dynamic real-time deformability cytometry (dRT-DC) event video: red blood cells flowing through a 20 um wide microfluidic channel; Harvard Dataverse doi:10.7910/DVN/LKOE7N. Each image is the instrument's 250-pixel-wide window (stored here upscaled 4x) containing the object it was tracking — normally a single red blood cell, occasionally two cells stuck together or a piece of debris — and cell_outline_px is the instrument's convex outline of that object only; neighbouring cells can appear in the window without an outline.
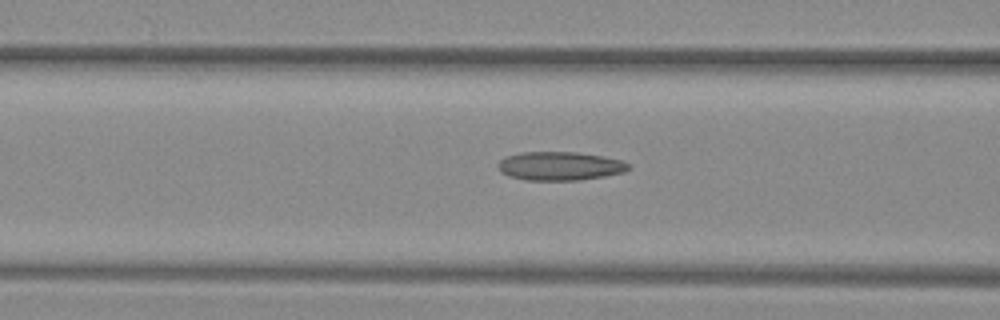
{"species": "common noctule bat (a hibernating species)", "species_latin": "Nyctalus noctula", "temperature_condition": "warm", "stored_images_in_passage": 34, "camera_frame_rate_fps": 3000, "um_per_image_px": 0.085, "animal": {"sex": "female", "body_mass_g": 29.2, "forearm_length_mm": 56.3}, "frame": {"image": 1, "passage_image": 13, "time_ms": 4.0, "image_size_px": [1000, 320], "cell_outline_px": [[632, 164], [624, 172], [604, 176], [580, 180], [524, 180], [508, 176], [500, 172], [496, 164], [500, 160], [508, 156], [520, 152], [576, 152], [604, 156], [624, 160]], "centroid_in_image_um": [47.6, 14.11], "position_along_channel_um": 119.0, "area_um2": 22.02}}
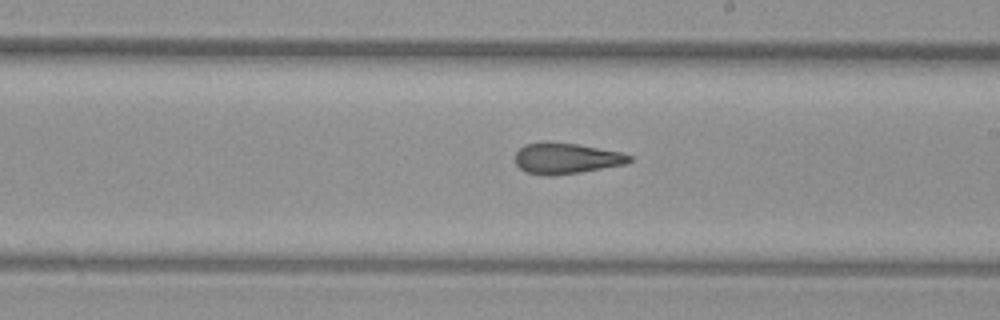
{"frame": {"image": 2, "passage_image": 22, "time_ms": 7.0, "image_size_px": [1000, 320], "cell_outline_px": [[632, 160], [624, 164], [580, 172], [552, 176], [544, 176], [524, 172], [516, 164], [516, 152], [524, 144], [544, 140], [576, 144], [620, 152], [632, 156]], "centroid_in_image_um": [48.06, 13.45], "position_along_channel_um": 240.9, "area_um2": 20.69}}
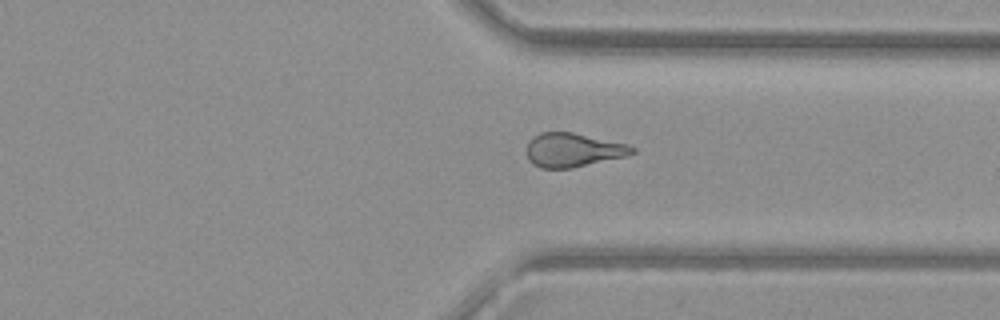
{"frame": {"image": 3, "passage_image": 31, "time_ms": 10.0, "image_size_px": [1000, 320], "cell_outline_px": [[636, 152], [628, 156], [572, 168], [540, 168], [532, 164], [528, 160], [528, 140], [532, 136], [540, 132], [572, 132], [628, 144], [636, 148]], "centroid_in_image_um": [48.72, 12.75], "position_along_channel_um": 362.7, "area_um2": 21.04}}